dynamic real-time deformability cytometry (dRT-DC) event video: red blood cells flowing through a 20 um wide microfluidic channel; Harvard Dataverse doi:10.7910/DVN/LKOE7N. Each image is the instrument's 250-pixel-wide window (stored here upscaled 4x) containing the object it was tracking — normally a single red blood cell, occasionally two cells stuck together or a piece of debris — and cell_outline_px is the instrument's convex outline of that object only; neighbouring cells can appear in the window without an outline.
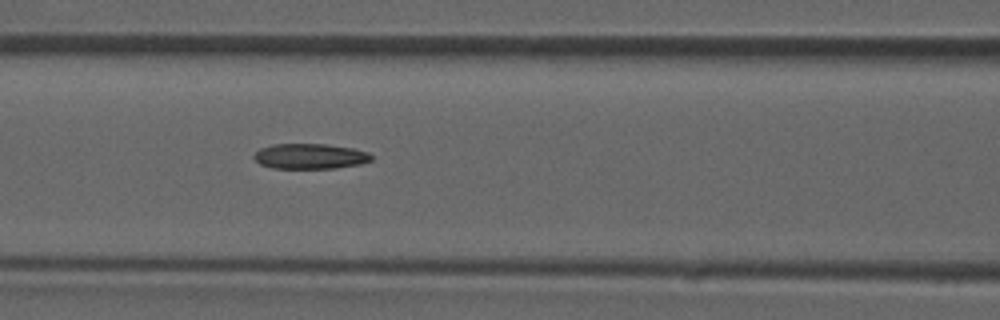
{"species": "common noctule bat (a hibernating species)", "species_latin": "Nyctalus noctula", "temperature_condition": "room temperature", "stored_images_in_passage": 46, "camera_frame_rate_fps": 3000, "um_per_image_px": 0.085, "animal": {"sex": "male", "forearm_length_mm": 52.5}, "frame": {"image": 1, "passage_image": 20, "time_ms": 6.333, "image_size_px": [1000, 320], "cell_outline_px": [[372, 160], [360, 164], [336, 168], [272, 168], [260, 164], [252, 156], [260, 148], [272, 144], [324, 144], [352, 148], [368, 152], [372, 156]], "centroid_in_image_um": [26.34, 13.28], "position_along_channel_um": 140.3, "area_um2": 17.28}}